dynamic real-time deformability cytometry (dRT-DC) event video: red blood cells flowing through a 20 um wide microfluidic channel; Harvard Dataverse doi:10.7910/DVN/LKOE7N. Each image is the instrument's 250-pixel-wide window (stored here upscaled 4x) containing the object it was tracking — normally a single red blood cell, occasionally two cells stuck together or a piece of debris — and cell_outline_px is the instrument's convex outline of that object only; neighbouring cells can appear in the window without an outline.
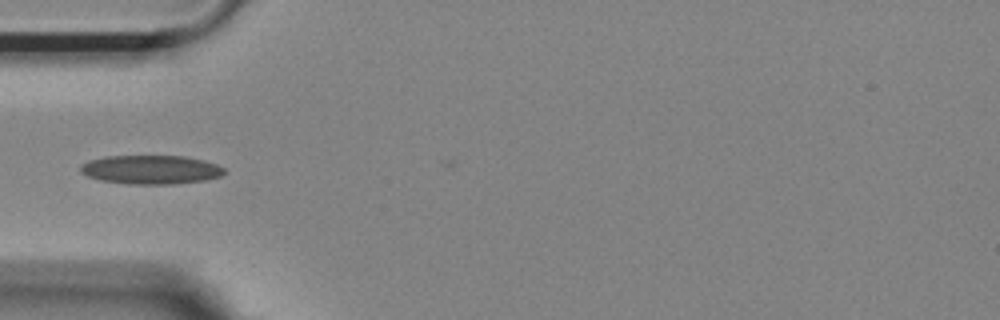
{"species": "Egyptian fruit bat (a non-hibernating species)", "species_latin": "Rousettus aegyptiacus", "temperature_condition": "room temperature", "stored_images_in_passage": 38, "camera_frame_rate_fps": 3000, "um_per_image_px": 0.085, "animal": {"sex": "female"}, "frame": {"image": 1, "passage_image": 1, "time_ms": 0.0, "image_size_px": [1000, 320], "cell_outline_px": [[228, 172], [220, 176], [204, 180], [172, 184], [128, 184], [100, 180], [88, 176], [80, 172], [80, 164], [88, 160], [104, 156], [184, 156], [204, 160], [216, 164], [224, 168]], "centroid_in_image_um": [12.81, 14.41], "position_along_channel_um": 72.2, "area_um2": 24.33}}
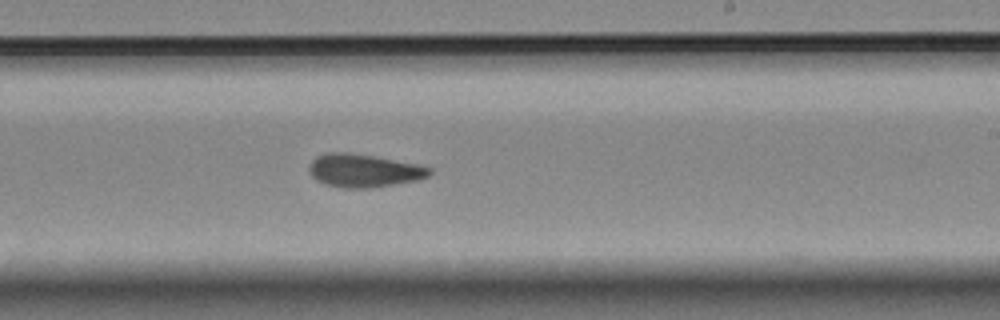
{"frame": {"image": 2, "passage_image": 16, "time_ms": 5.0, "image_size_px": [1000, 320], "cell_outline_px": [[432, 172], [428, 176], [416, 180], [368, 188], [344, 188], [324, 184], [316, 180], [312, 176], [308, 168], [308, 164], [316, 156], [328, 152], [348, 152], [372, 156], [416, 164], [432, 168]], "centroid_in_image_um": [30.86, 14.5], "position_along_channel_um": 258.1, "area_um2": 23.06}}
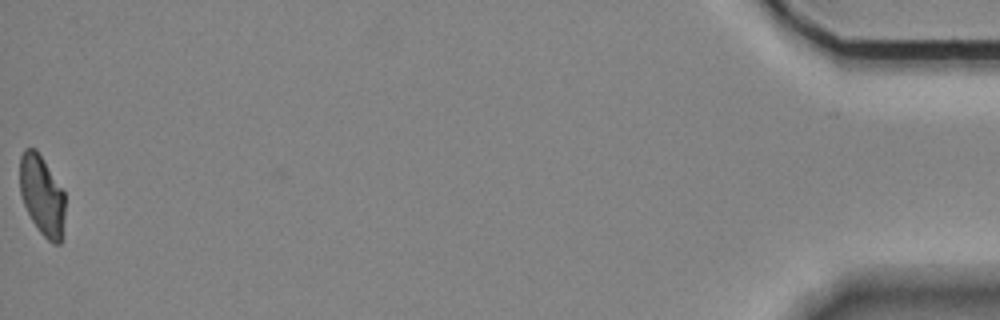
{"frame": {"image": 3, "passage_image": 38, "time_ms": 12.333, "image_size_px": [1000, 320], "cell_outline_px": [[64, 220], [60, 244], [52, 244], [40, 232], [32, 220], [24, 204], [20, 192], [20, 156], [24, 148], [36, 148], [64, 192]], "centroid_in_image_um": [3.56, 16.6], "position_along_channel_um": 431.6, "area_um2": 20.87}}